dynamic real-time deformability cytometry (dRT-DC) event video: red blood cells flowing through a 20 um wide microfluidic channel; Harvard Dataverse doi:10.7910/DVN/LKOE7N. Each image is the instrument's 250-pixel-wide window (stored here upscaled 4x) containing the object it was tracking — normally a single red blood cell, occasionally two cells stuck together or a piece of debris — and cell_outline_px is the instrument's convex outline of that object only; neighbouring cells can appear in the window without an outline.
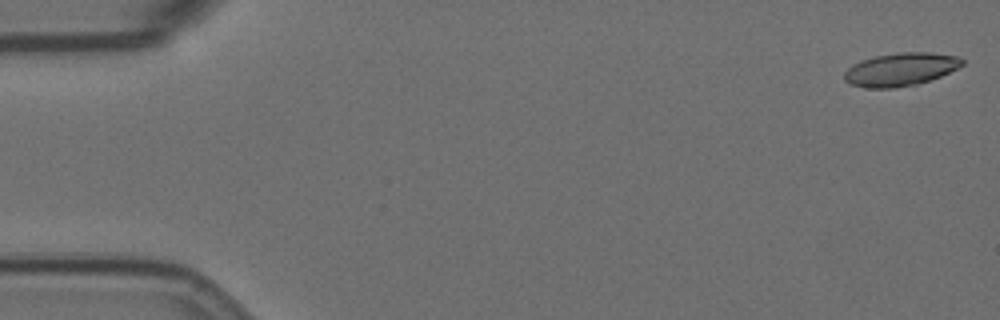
{"species": "Egyptian fruit bat (a non-hibernating species)", "species_latin": "Rousettus aegyptiacus", "temperature_condition": "room temperature", "stored_images_in_passage": 57, "camera_frame_rate_fps": 3000, "um_per_image_px": 0.085, "animal": {"sex": "female"}, "frame": {"image": 1, "passage_image": 1, "time_ms": 0.0, "image_size_px": [1000, 320], "cell_outline_px": [[964, 64], [940, 76], [916, 84], [896, 88], [868, 88], [848, 84], [844, 80], [844, 72], [848, 68], [864, 60], [876, 56], [900, 52], [928, 52], [956, 56], [964, 60]], "centroid_in_image_um": [76.53, 5.91], "position_along_channel_um": 8.5, "area_um2": 22.43}}
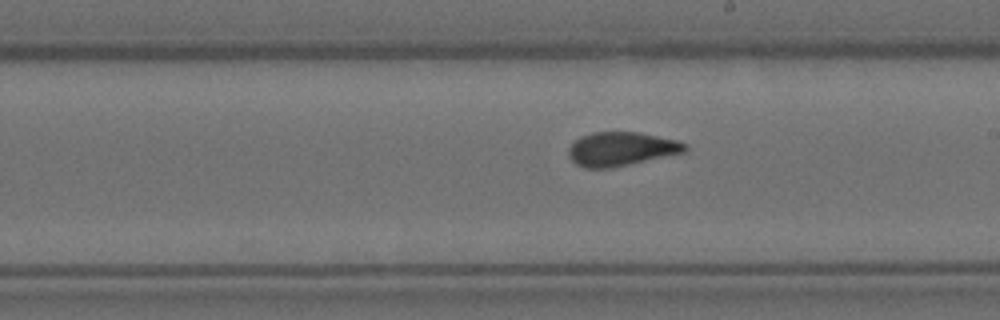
{"frame": {"image": 2, "passage_image": 32, "time_ms": 10.333, "image_size_px": [1000, 320], "cell_outline_px": [[688, 148], [684, 152], [612, 168], [584, 168], [576, 164], [568, 156], [568, 148], [580, 136], [592, 132], [640, 132], [676, 140], [688, 144]], "centroid_in_image_um": [52.79, 12.66], "position_along_channel_um": 236.2, "area_um2": 23.0}}
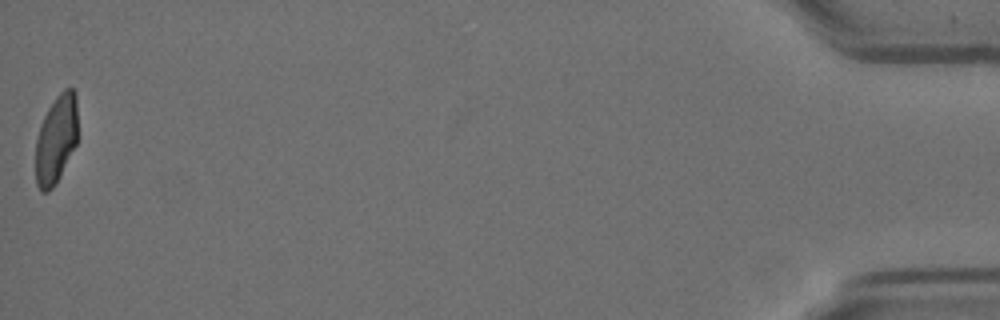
{"frame": {"image": 3, "passage_image": 57, "time_ms": 18.667, "image_size_px": [1000, 320], "cell_outline_px": [[76, 144], [56, 184], [48, 192], [40, 192], [36, 184], [36, 140], [40, 124], [48, 108], [56, 96], [64, 88], [72, 88], [76, 92]], "centroid_in_image_um": [4.75, 11.85], "position_along_channel_um": 430.4, "area_um2": 21.68}, "authors_computed_cell_mechanics": {"area_um2": 23.0044, "velocity_mm_per_s": 3.5315, "shape_relaxation_time_tau1_ms": null, "shape_relaxation_time_tau2_ms": 1.1129, "deformation_change_tau1": null, "deformation_change_tau2": 0.0681}}